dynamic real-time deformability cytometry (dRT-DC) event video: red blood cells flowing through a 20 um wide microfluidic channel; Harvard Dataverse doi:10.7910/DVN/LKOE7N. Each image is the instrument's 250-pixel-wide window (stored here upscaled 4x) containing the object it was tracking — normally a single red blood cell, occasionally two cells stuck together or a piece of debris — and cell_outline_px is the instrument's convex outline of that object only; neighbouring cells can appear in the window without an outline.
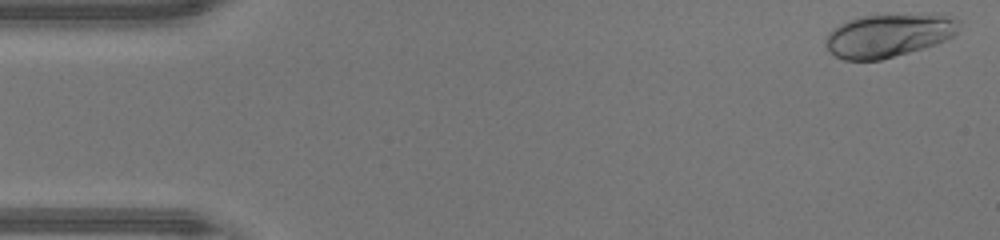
{"species": "human", "species_latin": "Homo sapiens", "temperature_condition": "warm", "stored_images_in_passage": 46, "camera_frame_rate_fps": 3000, "um_per_image_px": 0.085, "donor": {"sex": "male"}, "frame": {"image": 1, "passage_image": 1, "time_ms": 0.0, "image_size_px": [1000, 240], "cell_outline_px": [[960, 20], [956, 32], [952, 36], [936, 44], [924, 48], [880, 60], [844, 60], [828, 52], [824, 44], [824, 40], [828, 32], [840, 24], [848, 20], [860, 16], [944, 16]], "centroid_in_image_um": [75.42, 3.06], "position_along_channel_um": 9.6, "area_um2": 32.89}}
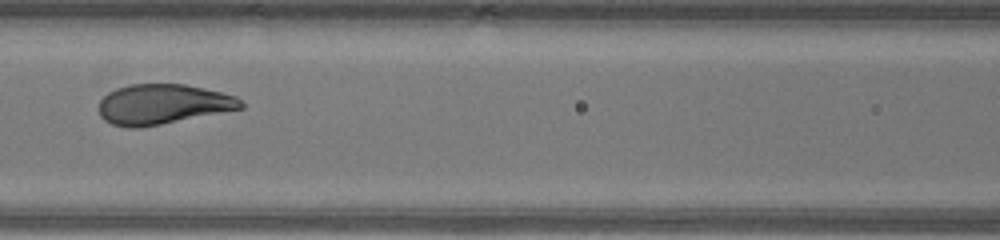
{"frame": {"image": 2, "passage_image": 20, "time_ms": 6.333, "image_size_px": [1000, 240], "cell_outline_px": [[244, 108], [160, 124], [136, 128], [128, 128], [112, 124], [104, 120], [100, 116], [100, 100], [108, 92], [116, 88], [128, 84], [184, 84], [204, 88], [236, 96], [244, 104]], "centroid_in_image_um": [13.82, 8.85], "position_along_channel_um": 152.8, "area_um2": 33.0}}
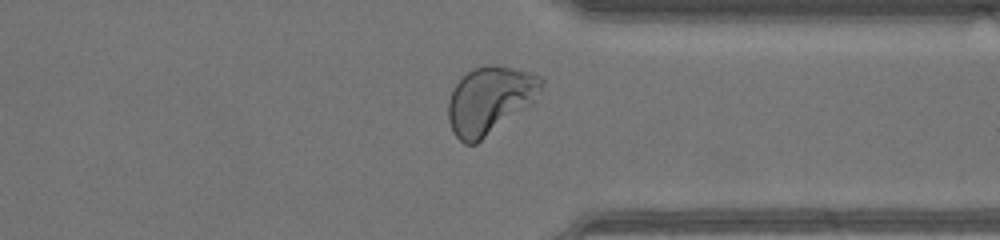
{"frame": {"image": 3, "passage_image": 35, "time_ms": 11.333, "image_size_px": [1000, 240], "cell_outline_px": [[544, 84], [536, 104], [476, 144], [464, 144], [452, 132], [448, 120], [448, 100], [452, 88], [472, 68], [488, 64], [496, 64], [532, 72], [544, 76]], "centroid_in_image_um": [41.71, 8.52], "position_along_channel_um": 369.7, "area_um2": 37.86}, "authors_computed_cell_mechanics": {"area_um2": 33.8419, "velocity_mm_per_s": 4.3938, "shape_relaxation_time_tau1_ms": 2.4753, "shape_relaxation_time_tau2_ms": null, "deformation_change_tau1": 0.181, "deformation_change_tau2": null}}